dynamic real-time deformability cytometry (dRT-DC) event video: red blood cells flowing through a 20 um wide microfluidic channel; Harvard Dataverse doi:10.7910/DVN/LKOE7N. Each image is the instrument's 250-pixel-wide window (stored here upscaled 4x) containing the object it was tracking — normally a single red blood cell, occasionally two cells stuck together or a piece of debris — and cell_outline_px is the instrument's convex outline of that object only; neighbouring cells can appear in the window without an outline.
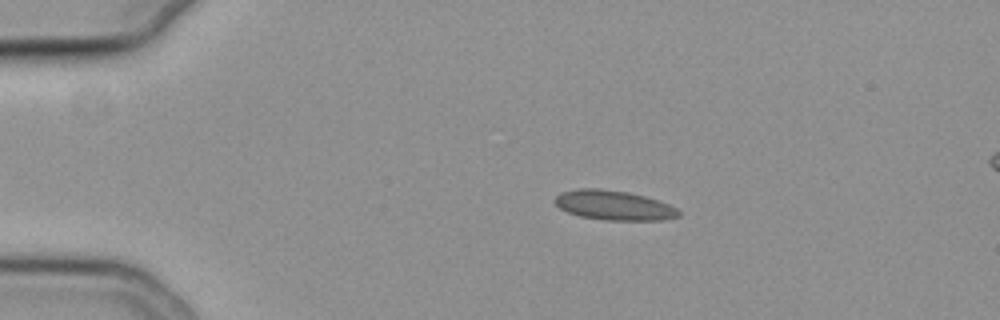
{"species": "common noctule bat (a hibernating species)", "species_latin": "Nyctalus noctula", "temperature_condition": "cold", "stored_images_in_passage": 43, "camera_frame_rate_fps": 3000, "um_per_image_px": 0.085, "animal": {"sex": "female", "body_mass_g": 19.3, "forearm_length_mm": 54.1}, "frame": {"image": 1, "passage_image": 6, "time_ms": 1.667, "image_size_px": [1000, 320], "cell_outline_px": [[680, 216], [664, 220], [604, 220], [580, 216], [568, 212], [560, 208], [552, 200], [560, 192], [576, 188], [600, 188], [628, 192], [660, 200], [676, 208], [680, 212]], "centroid_in_image_um": [52.16, 17.44], "position_along_channel_um": 32.8, "area_um2": 21.56}}
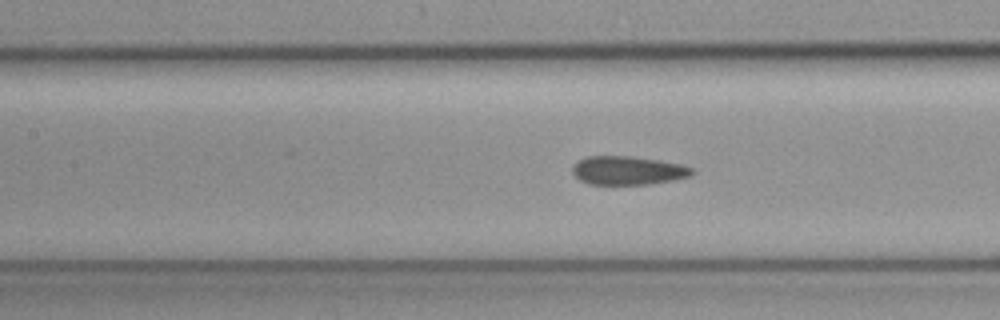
{"frame": {"image": 2, "passage_image": 20, "time_ms": 6.333, "image_size_px": [1000, 320], "cell_outline_px": [[696, 172], [692, 176], [652, 184], [588, 184], [580, 180], [572, 172], [572, 164], [588, 156], [632, 156], [660, 160], [680, 164], [692, 168]], "centroid_in_image_um": [53.39, 14.49], "position_along_channel_um": 154.0, "area_um2": 20.06}}
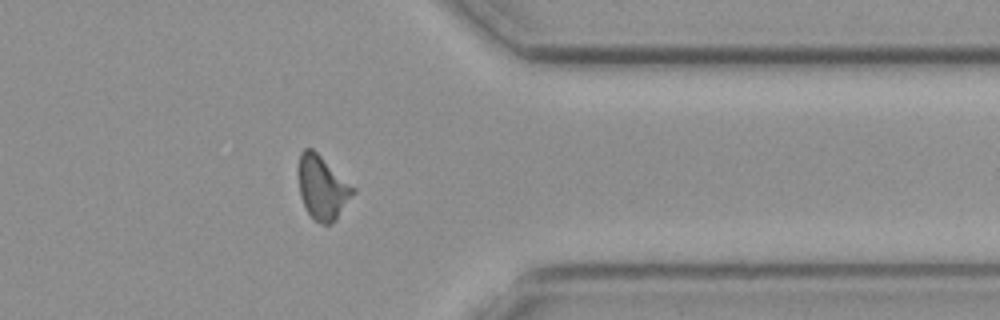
{"frame": {"image": 3, "passage_image": 39, "time_ms": 12.667, "image_size_px": [1000, 320], "cell_outline_px": [[356, 192], [336, 220], [328, 224], [320, 224], [312, 220], [300, 196], [300, 152], [304, 148], [312, 148], [356, 188]], "centroid_in_image_um": [27.44, 15.98], "position_along_channel_um": 384.0, "area_um2": 20.11}, "authors_computed_cell_mechanics": {"area_um2": 20.4612, "velocity_mm_per_s": 3.792, "shape_relaxation_time_tau1_ms": null, "shape_relaxation_time_tau2_ms": 3.1701, "deformation_change_tau1": null, "deformation_change_tau2": 0.0874}}